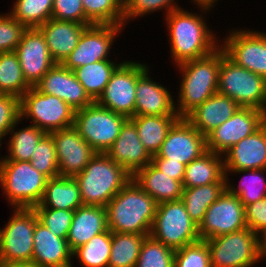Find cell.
<instances>
[{
	"instance_id": "obj_1",
	"label": "cell",
	"mask_w": 266,
	"mask_h": 267,
	"mask_svg": "<svg viewBox=\"0 0 266 267\" xmlns=\"http://www.w3.org/2000/svg\"><path fill=\"white\" fill-rule=\"evenodd\" d=\"M196 7L199 13L194 12V9L189 12L188 8L182 7L171 11L163 18L164 25L168 29L166 31H168L167 38L170 44L169 52L174 67L205 57L220 46V40H218L220 36L217 37V31L209 29L210 25L206 21L207 13H211L214 8L202 5Z\"/></svg>"
},
{
	"instance_id": "obj_2",
	"label": "cell",
	"mask_w": 266,
	"mask_h": 267,
	"mask_svg": "<svg viewBox=\"0 0 266 267\" xmlns=\"http://www.w3.org/2000/svg\"><path fill=\"white\" fill-rule=\"evenodd\" d=\"M224 53L219 46L205 57L175 66L181 76L175 101L176 113L180 118H185L196 107L217 93L221 56Z\"/></svg>"
},
{
	"instance_id": "obj_3",
	"label": "cell",
	"mask_w": 266,
	"mask_h": 267,
	"mask_svg": "<svg viewBox=\"0 0 266 267\" xmlns=\"http://www.w3.org/2000/svg\"><path fill=\"white\" fill-rule=\"evenodd\" d=\"M157 205L132 178L105 206L108 229L149 236Z\"/></svg>"
},
{
	"instance_id": "obj_4",
	"label": "cell",
	"mask_w": 266,
	"mask_h": 267,
	"mask_svg": "<svg viewBox=\"0 0 266 267\" xmlns=\"http://www.w3.org/2000/svg\"><path fill=\"white\" fill-rule=\"evenodd\" d=\"M75 179L83 205L105 207L132 176L106 153H96Z\"/></svg>"
},
{
	"instance_id": "obj_5",
	"label": "cell",
	"mask_w": 266,
	"mask_h": 267,
	"mask_svg": "<svg viewBox=\"0 0 266 267\" xmlns=\"http://www.w3.org/2000/svg\"><path fill=\"white\" fill-rule=\"evenodd\" d=\"M47 180L30 161H0V189L10 209L39 205Z\"/></svg>"
},
{
	"instance_id": "obj_6",
	"label": "cell",
	"mask_w": 266,
	"mask_h": 267,
	"mask_svg": "<svg viewBox=\"0 0 266 267\" xmlns=\"http://www.w3.org/2000/svg\"><path fill=\"white\" fill-rule=\"evenodd\" d=\"M217 92L230 97L240 107L266 113V79L236 65L225 53L221 56Z\"/></svg>"
},
{
	"instance_id": "obj_7",
	"label": "cell",
	"mask_w": 266,
	"mask_h": 267,
	"mask_svg": "<svg viewBox=\"0 0 266 267\" xmlns=\"http://www.w3.org/2000/svg\"><path fill=\"white\" fill-rule=\"evenodd\" d=\"M128 118L99 105L96 101L76 110L74 127L96 153H106Z\"/></svg>"
},
{
	"instance_id": "obj_8",
	"label": "cell",
	"mask_w": 266,
	"mask_h": 267,
	"mask_svg": "<svg viewBox=\"0 0 266 267\" xmlns=\"http://www.w3.org/2000/svg\"><path fill=\"white\" fill-rule=\"evenodd\" d=\"M75 111L57 96L41 93L31 87L20 98L21 120L28 119L42 131L50 132L74 125Z\"/></svg>"
},
{
	"instance_id": "obj_9",
	"label": "cell",
	"mask_w": 266,
	"mask_h": 267,
	"mask_svg": "<svg viewBox=\"0 0 266 267\" xmlns=\"http://www.w3.org/2000/svg\"><path fill=\"white\" fill-rule=\"evenodd\" d=\"M150 236L173 250L201 240L181 200L157 205Z\"/></svg>"
},
{
	"instance_id": "obj_10",
	"label": "cell",
	"mask_w": 266,
	"mask_h": 267,
	"mask_svg": "<svg viewBox=\"0 0 266 267\" xmlns=\"http://www.w3.org/2000/svg\"><path fill=\"white\" fill-rule=\"evenodd\" d=\"M205 242L211 267H254L261 261L259 236L248 227Z\"/></svg>"
},
{
	"instance_id": "obj_11",
	"label": "cell",
	"mask_w": 266,
	"mask_h": 267,
	"mask_svg": "<svg viewBox=\"0 0 266 267\" xmlns=\"http://www.w3.org/2000/svg\"><path fill=\"white\" fill-rule=\"evenodd\" d=\"M12 210L8 222L0 228V263L32 261L37 215L33 208Z\"/></svg>"
},
{
	"instance_id": "obj_12",
	"label": "cell",
	"mask_w": 266,
	"mask_h": 267,
	"mask_svg": "<svg viewBox=\"0 0 266 267\" xmlns=\"http://www.w3.org/2000/svg\"><path fill=\"white\" fill-rule=\"evenodd\" d=\"M114 71L104 92L96 101L99 105L122 114L127 118L135 116V91L137 79L150 67L139 60H122Z\"/></svg>"
},
{
	"instance_id": "obj_13",
	"label": "cell",
	"mask_w": 266,
	"mask_h": 267,
	"mask_svg": "<svg viewBox=\"0 0 266 267\" xmlns=\"http://www.w3.org/2000/svg\"><path fill=\"white\" fill-rule=\"evenodd\" d=\"M227 32L220 39L225 55L236 65L266 79V31L234 27Z\"/></svg>"
},
{
	"instance_id": "obj_14",
	"label": "cell",
	"mask_w": 266,
	"mask_h": 267,
	"mask_svg": "<svg viewBox=\"0 0 266 267\" xmlns=\"http://www.w3.org/2000/svg\"><path fill=\"white\" fill-rule=\"evenodd\" d=\"M126 28L117 25H90L82 33L77 46L62 65L70 70L100 60L110 59L109 55L116 38ZM115 39V40H114Z\"/></svg>"
},
{
	"instance_id": "obj_15",
	"label": "cell",
	"mask_w": 266,
	"mask_h": 267,
	"mask_svg": "<svg viewBox=\"0 0 266 267\" xmlns=\"http://www.w3.org/2000/svg\"><path fill=\"white\" fill-rule=\"evenodd\" d=\"M246 227L245 206L226 189L207 209L198 234L205 241Z\"/></svg>"
},
{
	"instance_id": "obj_16",
	"label": "cell",
	"mask_w": 266,
	"mask_h": 267,
	"mask_svg": "<svg viewBox=\"0 0 266 267\" xmlns=\"http://www.w3.org/2000/svg\"><path fill=\"white\" fill-rule=\"evenodd\" d=\"M266 122V113L240 107L233 116L206 136L207 150L223 155L243 138L252 135Z\"/></svg>"
},
{
	"instance_id": "obj_17",
	"label": "cell",
	"mask_w": 266,
	"mask_h": 267,
	"mask_svg": "<svg viewBox=\"0 0 266 267\" xmlns=\"http://www.w3.org/2000/svg\"><path fill=\"white\" fill-rule=\"evenodd\" d=\"M206 151V136L185 118H179L169 129L160 150L152 159H170L188 165Z\"/></svg>"
},
{
	"instance_id": "obj_18",
	"label": "cell",
	"mask_w": 266,
	"mask_h": 267,
	"mask_svg": "<svg viewBox=\"0 0 266 267\" xmlns=\"http://www.w3.org/2000/svg\"><path fill=\"white\" fill-rule=\"evenodd\" d=\"M49 134L55 144L59 176L61 177H75L80 174L96 154L74 126Z\"/></svg>"
},
{
	"instance_id": "obj_19",
	"label": "cell",
	"mask_w": 266,
	"mask_h": 267,
	"mask_svg": "<svg viewBox=\"0 0 266 267\" xmlns=\"http://www.w3.org/2000/svg\"><path fill=\"white\" fill-rule=\"evenodd\" d=\"M15 53L30 87H35L56 64L49 53L45 37L38 28H27Z\"/></svg>"
},
{
	"instance_id": "obj_20",
	"label": "cell",
	"mask_w": 266,
	"mask_h": 267,
	"mask_svg": "<svg viewBox=\"0 0 266 267\" xmlns=\"http://www.w3.org/2000/svg\"><path fill=\"white\" fill-rule=\"evenodd\" d=\"M35 87L41 93L57 96L74 110L94 102L77 80L75 73L62 64H55Z\"/></svg>"
},
{
	"instance_id": "obj_21",
	"label": "cell",
	"mask_w": 266,
	"mask_h": 267,
	"mask_svg": "<svg viewBox=\"0 0 266 267\" xmlns=\"http://www.w3.org/2000/svg\"><path fill=\"white\" fill-rule=\"evenodd\" d=\"M106 154L132 177L152 160L139 139L137 128L129 118L121 126L119 136Z\"/></svg>"
},
{
	"instance_id": "obj_22",
	"label": "cell",
	"mask_w": 266,
	"mask_h": 267,
	"mask_svg": "<svg viewBox=\"0 0 266 267\" xmlns=\"http://www.w3.org/2000/svg\"><path fill=\"white\" fill-rule=\"evenodd\" d=\"M149 67L138 79L135 91V116L178 115L175 100L169 88L154 81Z\"/></svg>"
},
{
	"instance_id": "obj_23",
	"label": "cell",
	"mask_w": 266,
	"mask_h": 267,
	"mask_svg": "<svg viewBox=\"0 0 266 267\" xmlns=\"http://www.w3.org/2000/svg\"><path fill=\"white\" fill-rule=\"evenodd\" d=\"M225 171L266 169V122L223 154Z\"/></svg>"
},
{
	"instance_id": "obj_24",
	"label": "cell",
	"mask_w": 266,
	"mask_h": 267,
	"mask_svg": "<svg viewBox=\"0 0 266 267\" xmlns=\"http://www.w3.org/2000/svg\"><path fill=\"white\" fill-rule=\"evenodd\" d=\"M32 262L38 267H74L67 239L54 235L39 221L33 234Z\"/></svg>"
},
{
	"instance_id": "obj_25",
	"label": "cell",
	"mask_w": 266,
	"mask_h": 267,
	"mask_svg": "<svg viewBox=\"0 0 266 267\" xmlns=\"http://www.w3.org/2000/svg\"><path fill=\"white\" fill-rule=\"evenodd\" d=\"M90 25L50 18L38 27L44 35L49 53L56 64H62L77 46L83 31Z\"/></svg>"
},
{
	"instance_id": "obj_26",
	"label": "cell",
	"mask_w": 266,
	"mask_h": 267,
	"mask_svg": "<svg viewBox=\"0 0 266 267\" xmlns=\"http://www.w3.org/2000/svg\"><path fill=\"white\" fill-rule=\"evenodd\" d=\"M239 108L230 97L217 92L191 111L185 119L201 134L207 136Z\"/></svg>"
},
{
	"instance_id": "obj_27",
	"label": "cell",
	"mask_w": 266,
	"mask_h": 267,
	"mask_svg": "<svg viewBox=\"0 0 266 267\" xmlns=\"http://www.w3.org/2000/svg\"><path fill=\"white\" fill-rule=\"evenodd\" d=\"M106 230H108L106 208L82 205L74 211L66 239L73 251Z\"/></svg>"
},
{
	"instance_id": "obj_28",
	"label": "cell",
	"mask_w": 266,
	"mask_h": 267,
	"mask_svg": "<svg viewBox=\"0 0 266 267\" xmlns=\"http://www.w3.org/2000/svg\"><path fill=\"white\" fill-rule=\"evenodd\" d=\"M132 178L157 204L181 200L182 182L164 174L152 163L147 164Z\"/></svg>"
},
{
	"instance_id": "obj_29",
	"label": "cell",
	"mask_w": 266,
	"mask_h": 267,
	"mask_svg": "<svg viewBox=\"0 0 266 267\" xmlns=\"http://www.w3.org/2000/svg\"><path fill=\"white\" fill-rule=\"evenodd\" d=\"M227 183L223 155L207 150L185 167L183 188Z\"/></svg>"
},
{
	"instance_id": "obj_30",
	"label": "cell",
	"mask_w": 266,
	"mask_h": 267,
	"mask_svg": "<svg viewBox=\"0 0 266 267\" xmlns=\"http://www.w3.org/2000/svg\"><path fill=\"white\" fill-rule=\"evenodd\" d=\"M79 184L75 177L57 176L47 180L39 205L33 208H52L75 211L82 206Z\"/></svg>"
},
{
	"instance_id": "obj_31",
	"label": "cell",
	"mask_w": 266,
	"mask_h": 267,
	"mask_svg": "<svg viewBox=\"0 0 266 267\" xmlns=\"http://www.w3.org/2000/svg\"><path fill=\"white\" fill-rule=\"evenodd\" d=\"M178 115H142L129 118L138 131L139 139L151 156L156 155Z\"/></svg>"
},
{
	"instance_id": "obj_32",
	"label": "cell",
	"mask_w": 266,
	"mask_h": 267,
	"mask_svg": "<svg viewBox=\"0 0 266 267\" xmlns=\"http://www.w3.org/2000/svg\"><path fill=\"white\" fill-rule=\"evenodd\" d=\"M22 122L20 119L9 131L6 143L8 155H3L1 161H30L35 147L47 134L31 124L18 129L17 126Z\"/></svg>"
},
{
	"instance_id": "obj_33",
	"label": "cell",
	"mask_w": 266,
	"mask_h": 267,
	"mask_svg": "<svg viewBox=\"0 0 266 267\" xmlns=\"http://www.w3.org/2000/svg\"><path fill=\"white\" fill-rule=\"evenodd\" d=\"M122 63V61L117 62L115 59H105L82 67H77L73 72L77 80L84 87L86 93L95 102L104 92L114 71Z\"/></svg>"
},
{
	"instance_id": "obj_34",
	"label": "cell",
	"mask_w": 266,
	"mask_h": 267,
	"mask_svg": "<svg viewBox=\"0 0 266 267\" xmlns=\"http://www.w3.org/2000/svg\"><path fill=\"white\" fill-rule=\"evenodd\" d=\"M231 174H236L235 176L243 174L237 186L235 184L231 185L232 181L229 178V176H232ZM264 174L266 176V169L225 171L226 189L231 194L236 195L244 206H247L266 197V178Z\"/></svg>"
},
{
	"instance_id": "obj_35",
	"label": "cell",
	"mask_w": 266,
	"mask_h": 267,
	"mask_svg": "<svg viewBox=\"0 0 266 267\" xmlns=\"http://www.w3.org/2000/svg\"><path fill=\"white\" fill-rule=\"evenodd\" d=\"M227 183H211L192 188H183L181 201L191 220L199 227L209 206L226 190Z\"/></svg>"
},
{
	"instance_id": "obj_36",
	"label": "cell",
	"mask_w": 266,
	"mask_h": 267,
	"mask_svg": "<svg viewBox=\"0 0 266 267\" xmlns=\"http://www.w3.org/2000/svg\"><path fill=\"white\" fill-rule=\"evenodd\" d=\"M146 235L112 232L108 267H135Z\"/></svg>"
},
{
	"instance_id": "obj_37",
	"label": "cell",
	"mask_w": 266,
	"mask_h": 267,
	"mask_svg": "<svg viewBox=\"0 0 266 267\" xmlns=\"http://www.w3.org/2000/svg\"><path fill=\"white\" fill-rule=\"evenodd\" d=\"M111 245L112 232L108 229L74 249L72 259H77L81 267H108Z\"/></svg>"
},
{
	"instance_id": "obj_38",
	"label": "cell",
	"mask_w": 266,
	"mask_h": 267,
	"mask_svg": "<svg viewBox=\"0 0 266 267\" xmlns=\"http://www.w3.org/2000/svg\"><path fill=\"white\" fill-rule=\"evenodd\" d=\"M30 88L15 51L0 52V93L21 98Z\"/></svg>"
},
{
	"instance_id": "obj_39",
	"label": "cell",
	"mask_w": 266,
	"mask_h": 267,
	"mask_svg": "<svg viewBox=\"0 0 266 267\" xmlns=\"http://www.w3.org/2000/svg\"><path fill=\"white\" fill-rule=\"evenodd\" d=\"M53 0H16L9 13L27 28H38L52 18Z\"/></svg>"
},
{
	"instance_id": "obj_40",
	"label": "cell",
	"mask_w": 266,
	"mask_h": 267,
	"mask_svg": "<svg viewBox=\"0 0 266 267\" xmlns=\"http://www.w3.org/2000/svg\"><path fill=\"white\" fill-rule=\"evenodd\" d=\"M85 17L96 25L124 26L123 0H82Z\"/></svg>"
},
{
	"instance_id": "obj_41",
	"label": "cell",
	"mask_w": 266,
	"mask_h": 267,
	"mask_svg": "<svg viewBox=\"0 0 266 267\" xmlns=\"http://www.w3.org/2000/svg\"><path fill=\"white\" fill-rule=\"evenodd\" d=\"M175 250L146 236L135 267H174Z\"/></svg>"
},
{
	"instance_id": "obj_42",
	"label": "cell",
	"mask_w": 266,
	"mask_h": 267,
	"mask_svg": "<svg viewBox=\"0 0 266 267\" xmlns=\"http://www.w3.org/2000/svg\"><path fill=\"white\" fill-rule=\"evenodd\" d=\"M177 0H123L124 26L131 20L157 13L159 10L168 15L171 11L182 8Z\"/></svg>"
},
{
	"instance_id": "obj_43",
	"label": "cell",
	"mask_w": 266,
	"mask_h": 267,
	"mask_svg": "<svg viewBox=\"0 0 266 267\" xmlns=\"http://www.w3.org/2000/svg\"><path fill=\"white\" fill-rule=\"evenodd\" d=\"M30 163L48 179L59 176L55 144L50 134H46L37 144Z\"/></svg>"
},
{
	"instance_id": "obj_44",
	"label": "cell",
	"mask_w": 266,
	"mask_h": 267,
	"mask_svg": "<svg viewBox=\"0 0 266 267\" xmlns=\"http://www.w3.org/2000/svg\"><path fill=\"white\" fill-rule=\"evenodd\" d=\"M174 267H211L207 243L200 240L175 250Z\"/></svg>"
},
{
	"instance_id": "obj_45",
	"label": "cell",
	"mask_w": 266,
	"mask_h": 267,
	"mask_svg": "<svg viewBox=\"0 0 266 267\" xmlns=\"http://www.w3.org/2000/svg\"><path fill=\"white\" fill-rule=\"evenodd\" d=\"M38 221L47 227L54 235L65 238L71 226L74 211L52 209V208H33Z\"/></svg>"
},
{
	"instance_id": "obj_46",
	"label": "cell",
	"mask_w": 266,
	"mask_h": 267,
	"mask_svg": "<svg viewBox=\"0 0 266 267\" xmlns=\"http://www.w3.org/2000/svg\"><path fill=\"white\" fill-rule=\"evenodd\" d=\"M3 13L0 14V52L15 51L27 27L9 12Z\"/></svg>"
},
{
	"instance_id": "obj_47",
	"label": "cell",
	"mask_w": 266,
	"mask_h": 267,
	"mask_svg": "<svg viewBox=\"0 0 266 267\" xmlns=\"http://www.w3.org/2000/svg\"><path fill=\"white\" fill-rule=\"evenodd\" d=\"M21 119L20 98L0 93V144H5L9 131Z\"/></svg>"
},
{
	"instance_id": "obj_48",
	"label": "cell",
	"mask_w": 266,
	"mask_h": 267,
	"mask_svg": "<svg viewBox=\"0 0 266 267\" xmlns=\"http://www.w3.org/2000/svg\"><path fill=\"white\" fill-rule=\"evenodd\" d=\"M52 18L93 25L86 17L82 0H53Z\"/></svg>"
},
{
	"instance_id": "obj_49",
	"label": "cell",
	"mask_w": 266,
	"mask_h": 267,
	"mask_svg": "<svg viewBox=\"0 0 266 267\" xmlns=\"http://www.w3.org/2000/svg\"><path fill=\"white\" fill-rule=\"evenodd\" d=\"M247 227L260 236L266 231V197L245 206Z\"/></svg>"
},
{
	"instance_id": "obj_50",
	"label": "cell",
	"mask_w": 266,
	"mask_h": 267,
	"mask_svg": "<svg viewBox=\"0 0 266 267\" xmlns=\"http://www.w3.org/2000/svg\"><path fill=\"white\" fill-rule=\"evenodd\" d=\"M151 163L164 174L175 180L183 181L186 165L170 159H152Z\"/></svg>"
},
{
	"instance_id": "obj_51",
	"label": "cell",
	"mask_w": 266,
	"mask_h": 267,
	"mask_svg": "<svg viewBox=\"0 0 266 267\" xmlns=\"http://www.w3.org/2000/svg\"><path fill=\"white\" fill-rule=\"evenodd\" d=\"M0 267H38L32 261L0 263Z\"/></svg>"
},
{
	"instance_id": "obj_52",
	"label": "cell",
	"mask_w": 266,
	"mask_h": 267,
	"mask_svg": "<svg viewBox=\"0 0 266 267\" xmlns=\"http://www.w3.org/2000/svg\"><path fill=\"white\" fill-rule=\"evenodd\" d=\"M259 243H260V257H261V260H265L266 261V231H264L259 236Z\"/></svg>"
},
{
	"instance_id": "obj_53",
	"label": "cell",
	"mask_w": 266,
	"mask_h": 267,
	"mask_svg": "<svg viewBox=\"0 0 266 267\" xmlns=\"http://www.w3.org/2000/svg\"><path fill=\"white\" fill-rule=\"evenodd\" d=\"M218 1L219 0H189V2H191V4L193 3L192 6L193 5H202V6L212 7V8H215V6L217 5Z\"/></svg>"
}]
</instances>
